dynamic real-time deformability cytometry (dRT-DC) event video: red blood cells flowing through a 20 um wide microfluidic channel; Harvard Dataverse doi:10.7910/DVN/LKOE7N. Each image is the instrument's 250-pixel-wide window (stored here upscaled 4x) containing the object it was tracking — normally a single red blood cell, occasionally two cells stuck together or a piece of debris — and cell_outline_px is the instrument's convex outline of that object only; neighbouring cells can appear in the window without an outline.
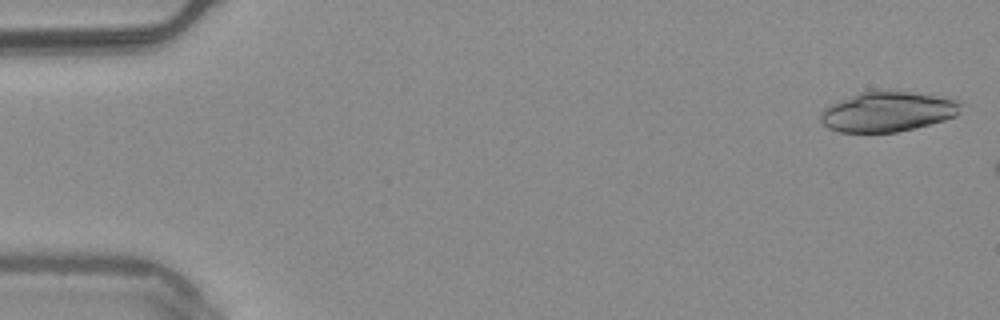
{"species": "common noctule bat (a hibernating species)", "species_latin": "Nyctalus noctula", "temperature_condition": "warm", "stored_images_in_passage": 7, "camera_frame_rate_fps": 3000, "um_per_image_px": 0.085, "animal": {"sex": "male", "body_mass_g": 20.4}, "frame": {"image": 1, "passage_image": 1, "time_ms": 0.0, "image_size_px": [1000, 320], "cell_outline_px": [[964, 104], [960, 112], [956, 116], [944, 120], [896, 132], [840, 132], [828, 128], [820, 120], [820, 112], [824, 108], [840, 100], [860, 92], [872, 88], [876, 88], [908, 92], [960, 100]], "centroid_in_image_um": [75.45, 9.46], "position_along_channel_um": 9.6, "area_um2": 32.95}}